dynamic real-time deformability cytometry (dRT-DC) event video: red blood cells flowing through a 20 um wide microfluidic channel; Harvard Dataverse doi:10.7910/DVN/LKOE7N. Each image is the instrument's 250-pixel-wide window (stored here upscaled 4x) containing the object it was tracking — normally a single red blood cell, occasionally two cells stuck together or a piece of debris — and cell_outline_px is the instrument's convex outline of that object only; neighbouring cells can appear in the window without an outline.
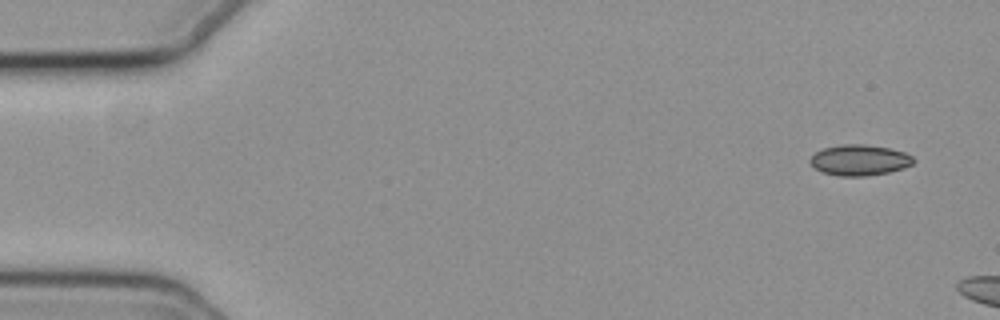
{"species": "common noctule bat (a hibernating species)", "species_latin": "Nyctalus noctula", "temperature_condition": "cold", "stored_images_in_passage": 5, "camera_frame_rate_fps": 3000, "um_per_image_px": 0.085, "animal": {"sex": "female", "body_mass_g": 19.3, "forearm_length_mm": 54.1}, "frame": {"image": 1, "passage_image": 1, "time_ms": 0.0, "image_size_px": [1000, 320], "cell_outline_px": [[916, 160], [912, 164], [904, 168], [888, 172], [864, 176], [840, 176], [824, 172], [816, 168], [808, 160], [816, 152], [824, 148], [840, 144], [864, 144], [888, 148], [904, 152], [912, 156]], "centroid_in_image_um": [73.08, 13.6], "position_along_channel_um": 11.9, "area_um2": 18.38}}